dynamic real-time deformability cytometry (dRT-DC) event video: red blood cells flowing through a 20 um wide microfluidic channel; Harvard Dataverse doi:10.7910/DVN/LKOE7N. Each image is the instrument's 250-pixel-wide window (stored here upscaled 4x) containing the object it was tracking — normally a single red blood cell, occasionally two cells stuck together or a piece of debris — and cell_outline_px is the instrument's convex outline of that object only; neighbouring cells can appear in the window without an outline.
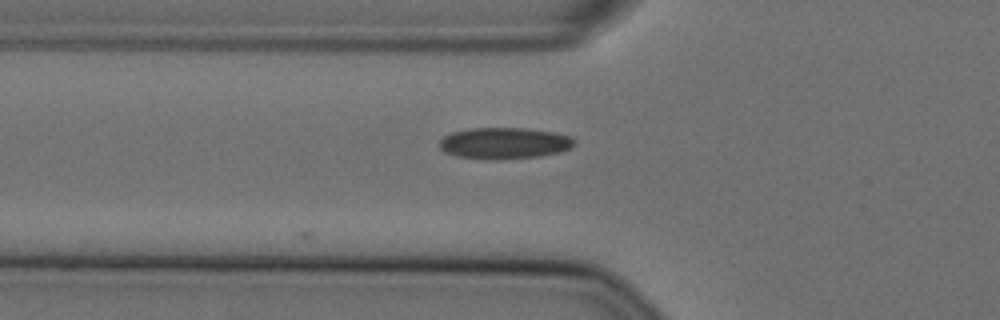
{"species": "Egyptian fruit bat (a non-hibernating species)", "species_latin": "Rousettus aegyptiacus", "temperature_condition": "cold", "stored_images_in_passage": 3, "camera_frame_rate_fps": 3000, "um_per_image_px": 0.085, "animal": {"sex": "female"}, "frame": {"image": 1, "passage_image": 3, "time_ms": 0.667, "image_size_px": [1000, 320], "cell_outline_px": [[576, 144], [572, 148], [560, 152], [540, 156], [496, 160], [492, 160], [456, 156], [444, 152], [440, 148], [440, 140], [444, 136], [452, 132], [468, 128], [528, 128], [556, 132], [572, 136], [576, 140]], "centroid_in_image_um": [42.92, 12.17], "position_along_channel_um": 82.9, "area_um2": 25.09}}